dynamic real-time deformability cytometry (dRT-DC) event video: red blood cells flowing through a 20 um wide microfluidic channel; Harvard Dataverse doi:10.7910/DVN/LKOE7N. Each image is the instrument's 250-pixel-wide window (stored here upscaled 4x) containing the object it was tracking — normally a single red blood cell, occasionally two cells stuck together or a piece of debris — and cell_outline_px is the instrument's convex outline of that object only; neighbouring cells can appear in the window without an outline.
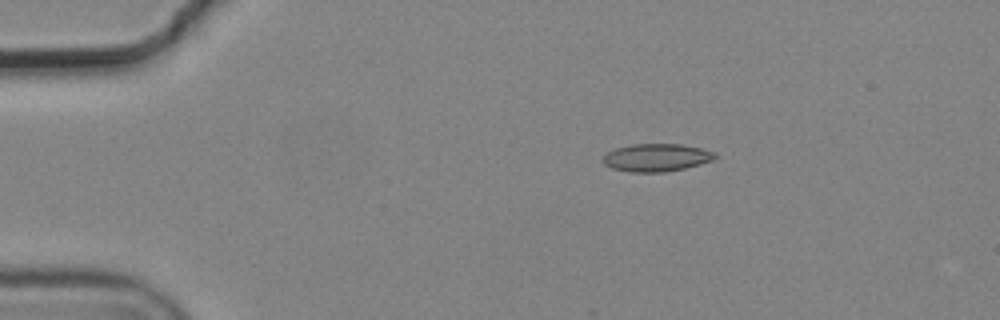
{"species": "common noctule bat (a hibernating species)", "species_latin": "Nyctalus noctula", "temperature_condition": "cold", "stored_images_in_passage": 5, "camera_frame_rate_fps": 3000, "um_per_image_px": 0.085, "animal": {"sex": "male", "body_mass_g": 19.2, "forearm_length_mm": 51.8}, "frame": {"image": 1, "passage_image": 2, "time_ms": 0.333, "image_size_px": [1000, 320], "cell_outline_px": [[716, 156], [712, 160], [700, 164], [684, 168], [664, 172], [632, 172], [612, 168], [604, 164], [604, 156], [608, 152], [616, 148], [632, 144], [680, 144], [700, 148], [716, 152]], "centroid_in_image_um": [55.81, 13.39], "position_along_channel_um": 29.2, "area_um2": 17.92}}